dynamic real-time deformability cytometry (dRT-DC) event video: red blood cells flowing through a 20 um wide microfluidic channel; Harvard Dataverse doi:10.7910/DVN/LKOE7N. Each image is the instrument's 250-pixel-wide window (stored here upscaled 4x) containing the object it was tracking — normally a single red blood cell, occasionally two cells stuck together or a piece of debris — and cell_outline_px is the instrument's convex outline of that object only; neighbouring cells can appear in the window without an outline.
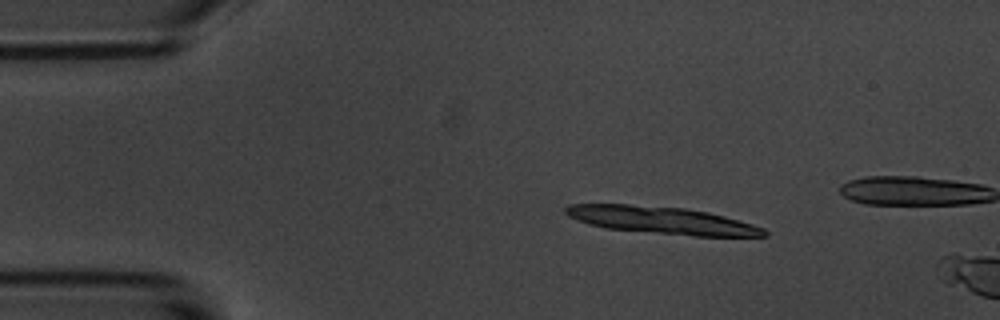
{"species": "common noctule bat (a hibernating species)", "species_latin": "Nyctalus noctula", "temperature_condition": "room temperature", "stored_images_in_passage": 13, "camera_frame_rate_fps": 3000, "um_per_image_px": 0.085, "animal": {"sex": "male", "body_mass_g": 20.1, "forearm_length_mm": 53.5}, "frame": {"image": 1, "passage_image": 8, "time_ms": 2.333, "image_size_px": [1000, 320], "cell_outline_px": [[768, 236], [696, 236], [608, 228], [588, 224], [576, 220], [568, 216], [564, 212], [564, 208], [568, 204], [628, 204], [684, 208], [708, 212], [724, 216], [752, 224], [764, 228], [768, 232]], "centroid_in_image_um": [56.24, 18.71], "position_along_channel_um": 28.8, "area_um2": 31.33}}